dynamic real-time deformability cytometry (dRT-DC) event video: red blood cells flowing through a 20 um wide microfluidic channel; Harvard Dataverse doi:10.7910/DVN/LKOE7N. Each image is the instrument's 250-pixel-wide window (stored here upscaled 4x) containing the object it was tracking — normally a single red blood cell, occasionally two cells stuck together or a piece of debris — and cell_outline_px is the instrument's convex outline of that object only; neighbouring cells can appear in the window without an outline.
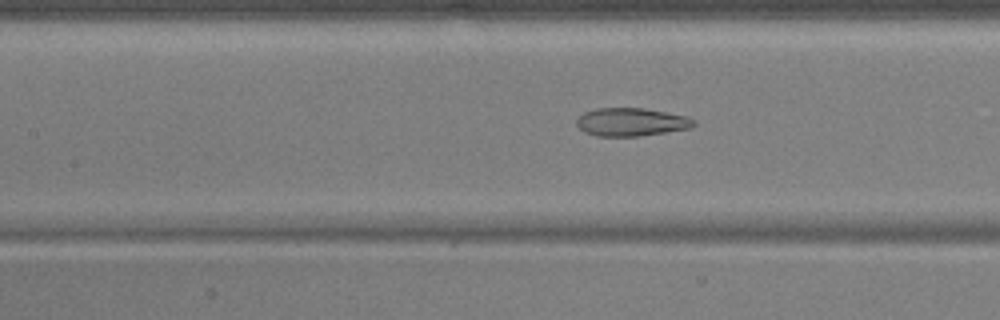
{"species": "common noctule bat (a hibernating species)", "species_latin": "Nyctalus noctula", "temperature_condition": "warm", "stored_images_in_passage": 37, "camera_frame_rate_fps": 3000, "um_per_image_px": 0.085, "animal": {"sex": "male", "body_mass_g": 17.9, "forearm_length_mm": 54.2}, "frame": {"image": 1, "passage_image": 8, "time_ms": 2.333, "image_size_px": [1000, 320], "cell_outline_px": [[696, 124], [692, 128], [640, 136], [596, 136], [584, 132], [576, 124], [576, 120], [584, 112], [596, 108], [644, 108], [688, 116], [696, 120]], "centroid_in_image_um": [53.68, 10.37], "position_along_channel_um": 153.7, "area_um2": 19.36}}
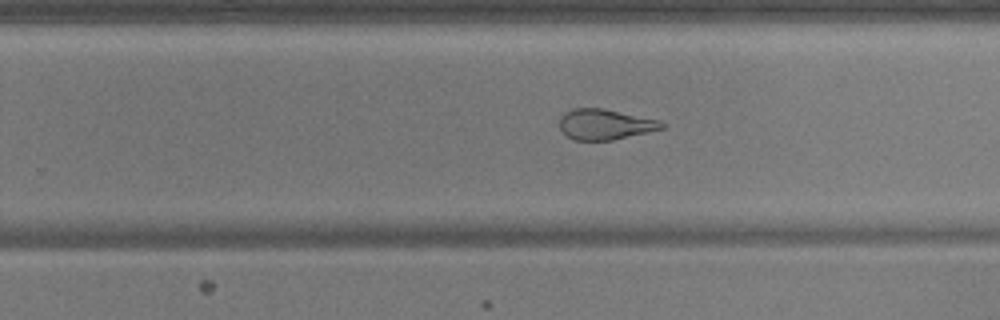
{"frame": {"image": 2, "passage_image": 18, "time_ms": 5.667, "image_size_px": [1000, 320], "cell_outline_px": [[668, 124], [664, 128], [648, 132], [612, 140], [576, 140], [564, 136], [560, 128], [560, 116], [564, 112], [572, 108], [604, 108], [660, 120]], "centroid_in_image_um": [51.43, 10.56], "position_along_channel_um": 278.4, "area_um2": 18.44}}
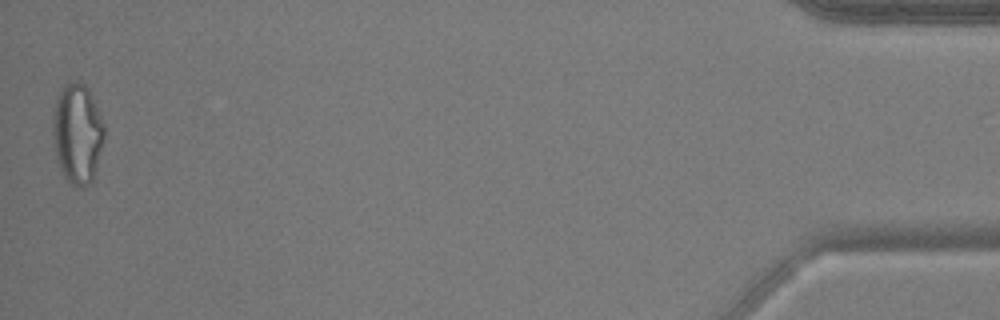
{"frame": {"image": 3, "passage_image": 37, "time_ms": 12.0, "image_size_px": [1000, 320], "cell_outline_px": [[104, 140], [96, 168], [92, 180], [84, 188], [76, 188], [64, 176], [56, 160], [52, 128], [52, 116], [56, 100], [60, 92], [72, 80], [76, 80], [84, 84], [88, 88], [104, 124]], "centroid_in_image_um": [6.57, 11.37], "position_along_channel_um": 428.6, "area_um2": 29.94}, "authors_computed_cell_mechanics": {"area_um2": 20.519, "velocity_mm_per_s": 3.7543, "shape_relaxation_time_tau1_ms": null, "shape_relaxation_time_tau2_ms": 1.6605, "deformation_change_tau1": null, "deformation_change_tau2": 0.1066}}